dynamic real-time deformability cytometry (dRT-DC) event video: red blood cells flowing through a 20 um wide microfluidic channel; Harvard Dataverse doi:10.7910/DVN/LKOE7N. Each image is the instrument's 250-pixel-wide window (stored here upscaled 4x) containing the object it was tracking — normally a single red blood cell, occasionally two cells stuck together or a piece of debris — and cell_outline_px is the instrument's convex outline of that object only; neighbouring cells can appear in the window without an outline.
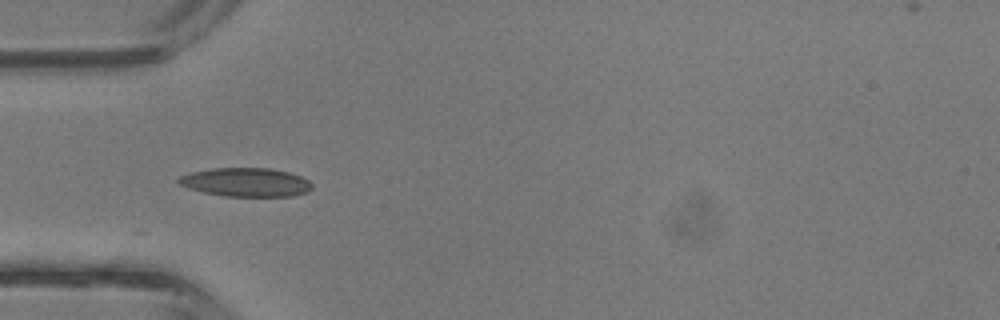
{"species": "common noctule bat (a hibernating species)", "species_latin": "Nyctalus noctula", "temperature_condition": "room temperature", "stored_images_in_passage": 14, "camera_frame_rate_fps": 3000, "um_per_image_px": 0.085, "animal": {"sex": "male", "body_mass_g": 13.3}, "frame": {"image": 1, "passage_image": 1, "time_ms": 0.0, "image_size_px": [1000, 320], "cell_outline_px": [[312, 188], [308, 192], [292, 196], [224, 196], [204, 192], [188, 188], [180, 184], [176, 180], [180, 176], [192, 172], [212, 168], [268, 168], [288, 172], [300, 176], [308, 180], [312, 184]], "centroid_in_image_um": [20.91, 15.49], "position_along_channel_um": 64.1, "area_um2": 22.25}}
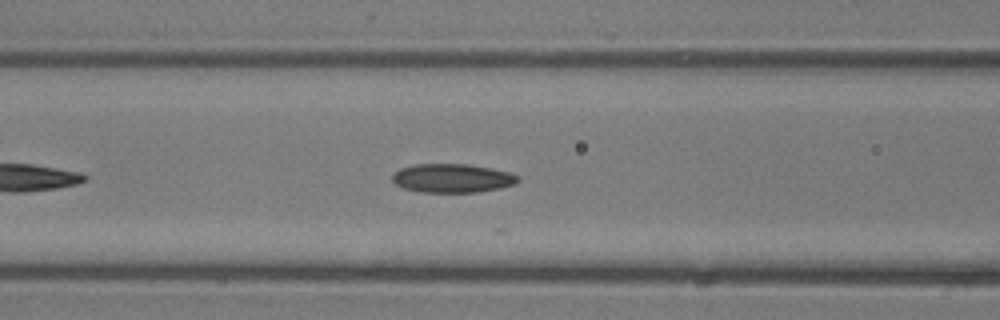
{"frame": {"image": 2, "passage_image": 5, "time_ms": 1.333, "image_size_px": [1000, 320], "cell_outline_px": [[520, 180], [516, 184], [500, 188], [476, 192], [420, 192], [404, 188], [396, 184], [392, 180], [392, 176], [400, 168], [416, 164], [468, 164], [492, 168], [508, 172], [520, 176]], "centroid_in_image_um": [38.48, 15.14], "position_along_channel_um": 128.1, "area_um2": 21.1}}
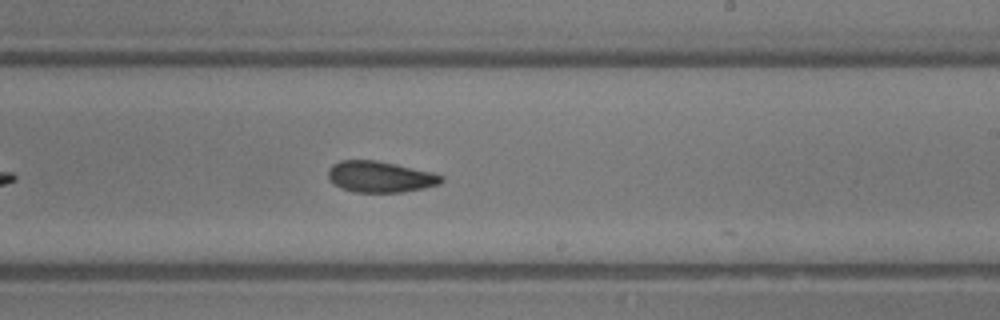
{"frame": {"image": 3, "passage_image": 13, "time_ms": 4.0, "image_size_px": [1000, 320], "cell_outline_px": [[444, 180], [440, 184], [424, 188], [404, 192], [352, 192], [340, 188], [328, 176], [328, 168], [332, 164], [340, 160], [376, 160], [396, 164], [432, 172], [444, 176]], "centroid_in_image_um": [32.33, 15.02], "position_along_channel_um": 256.7, "area_um2": 20.63}}